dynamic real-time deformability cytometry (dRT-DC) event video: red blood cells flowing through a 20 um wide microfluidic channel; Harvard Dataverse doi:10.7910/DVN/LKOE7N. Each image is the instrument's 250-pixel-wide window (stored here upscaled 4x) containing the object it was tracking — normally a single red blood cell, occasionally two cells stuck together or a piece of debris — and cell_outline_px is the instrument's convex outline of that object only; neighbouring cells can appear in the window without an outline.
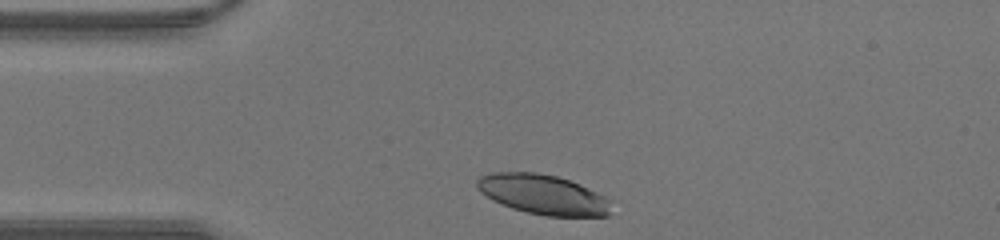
{"species": "human", "species_latin": "Homo sapiens", "temperature_condition": "warm", "stored_images_in_passage": 25, "camera_frame_rate_fps": 3000, "um_per_image_px": 0.085, "donor": {"sex": "male"}, "frame": {"image": 1, "passage_image": 1, "time_ms": 0.0, "image_size_px": [1000, 240], "cell_outline_px": [[608, 216], [544, 216], [512, 208], [500, 204], [492, 200], [480, 192], [476, 188], [476, 180], [480, 176], [492, 172], [536, 172], [556, 176], [580, 184], [604, 196], [608, 200]], "centroid_in_image_um": [46.08, 16.52], "position_along_channel_um": 38.9, "area_um2": 30.98}}
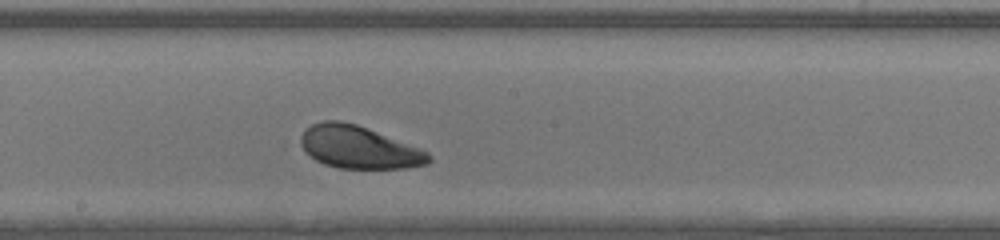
{"frame": {"image": 2, "passage_image": 14, "time_ms": 4.333, "image_size_px": [1000, 240], "cell_outline_px": [[432, 160], [428, 164], [408, 168], [340, 168], [324, 164], [316, 160], [304, 152], [300, 144], [300, 136], [312, 124], [324, 120], [340, 120], [356, 124], [428, 152], [432, 156]], "centroid_in_image_um": [30.48, 12.53], "position_along_channel_um": 217.7, "area_um2": 31.5}}
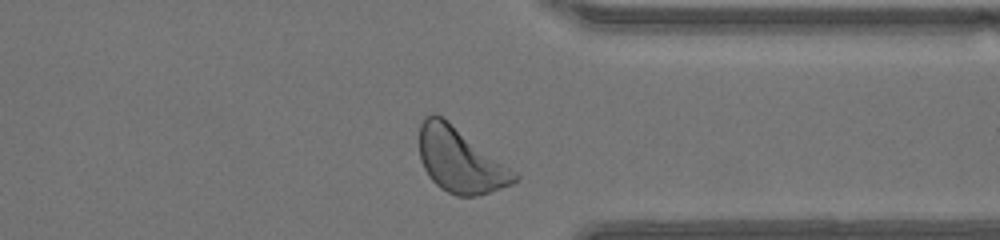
{"frame": {"image": 3, "passage_image": 24, "time_ms": 7.667, "image_size_px": [1000, 240], "cell_outline_px": [[520, 180], [512, 184], [476, 196], [456, 196], [440, 188], [428, 176], [420, 160], [420, 124], [424, 116], [432, 112], [448, 120], [520, 176]], "centroid_in_image_um": [39.09, 13.62], "position_along_channel_um": 372.3, "area_um2": 35.49}}